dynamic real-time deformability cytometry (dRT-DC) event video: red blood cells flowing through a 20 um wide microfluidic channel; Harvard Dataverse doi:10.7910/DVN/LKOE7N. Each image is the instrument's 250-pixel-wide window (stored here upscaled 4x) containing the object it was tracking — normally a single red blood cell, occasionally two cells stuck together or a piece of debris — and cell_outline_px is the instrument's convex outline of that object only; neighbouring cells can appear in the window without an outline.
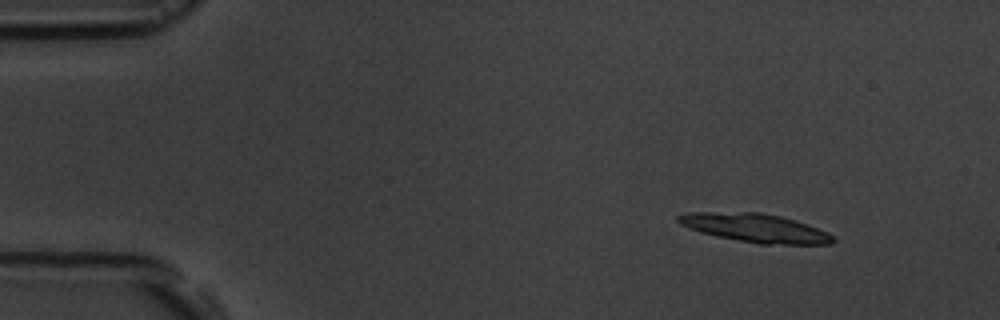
{"species": "common noctule bat (a hibernating species)", "species_latin": "Nyctalus noctula", "temperature_condition": "room temperature", "stored_images_in_passage": 5, "camera_frame_rate_fps": 3000, "um_per_image_px": 0.085, "animal": {"sex": "male", "body_mass_g": 19.5, "forearm_length_mm": 54.6}, "frame": {"image": 1, "passage_image": 2, "time_ms": 2.0, "image_size_px": [1000, 320], "cell_outline_px": [[836, 240], [832, 244], [760, 244], [716, 236], [700, 232], [688, 228], [680, 224], [676, 220], [676, 216], [688, 212], [760, 212], [780, 216], [816, 228], [832, 236]], "centroid_in_image_um": [64.12, 19.37], "position_along_channel_um": 20.9, "area_um2": 25.49}}